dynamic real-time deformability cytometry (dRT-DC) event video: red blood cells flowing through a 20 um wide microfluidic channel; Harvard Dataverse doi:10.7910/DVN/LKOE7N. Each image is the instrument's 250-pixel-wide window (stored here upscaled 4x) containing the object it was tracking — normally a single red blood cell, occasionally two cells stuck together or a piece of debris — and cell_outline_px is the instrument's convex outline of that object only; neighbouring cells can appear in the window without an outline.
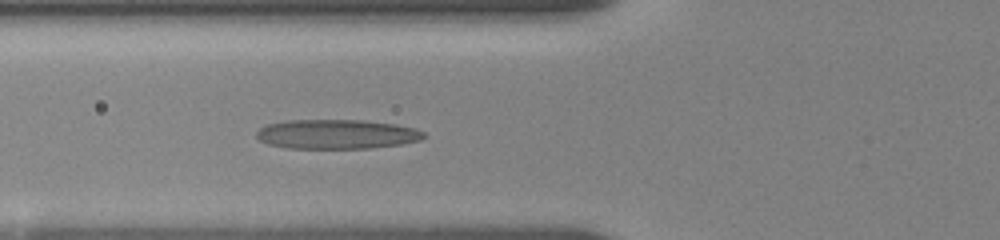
{"species": "human", "species_latin": "Homo sapiens", "temperature_condition": "room temperature", "stored_images_in_passage": 58, "camera_frame_rate_fps": 3000, "um_per_image_px": 0.085, "donor": {"sex": "female"}, "frame": {"image": 1, "passage_image": 19, "time_ms": 6.333, "image_size_px": [1000, 240], "cell_outline_px": [[428, 136], [420, 140], [400, 144], [368, 148], [288, 148], [268, 144], [260, 140], [256, 136], [256, 132], [264, 124], [288, 120], [360, 120], [396, 124], [416, 128], [424, 132]], "centroid_in_image_um": [28.62, 11.4], "position_along_channel_um": 97.2, "area_um2": 28.78}}
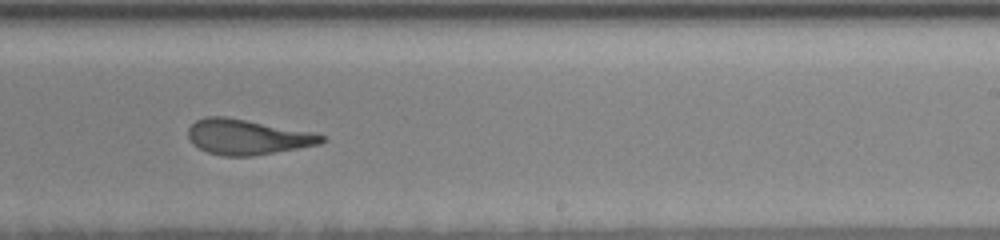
{"frame": {"image": 2, "passage_image": 34, "time_ms": 11.0, "image_size_px": [1000, 240], "cell_outline_px": [[324, 140], [320, 144], [252, 156], [224, 156], [208, 152], [192, 144], [188, 136], [188, 128], [196, 120], [204, 116], [224, 116], [316, 132], [324, 136]], "centroid_in_image_um": [21.01, 11.63], "position_along_channel_um": 268.0, "area_um2": 27.4}}
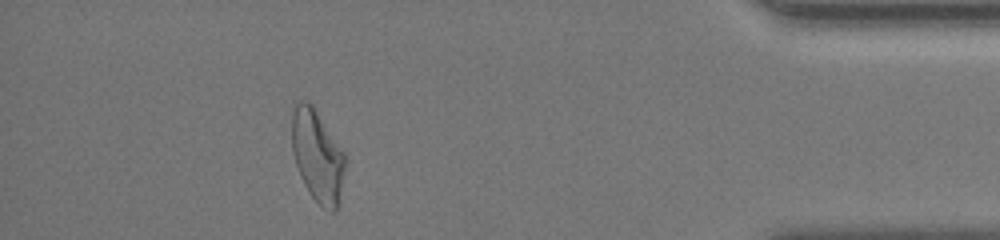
{"frame": {"image": 3, "passage_image": 52, "time_ms": 16.0, "image_size_px": [1000, 240], "cell_outline_px": [[344, 172], [336, 212], [332, 212], [324, 208], [312, 196], [304, 184], [300, 176], [292, 152], [292, 112], [296, 104], [300, 100], [304, 100], [312, 104], [344, 152]], "centroid_in_image_um": [26.96, 13.23], "position_along_channel_um": 408.2, "area_um2": 28.09}, "authors_computed_cell_mechanics": {"area_um2": 27.9174, "velocity_mm_per_s": 3.6567, "shape_relaxation_time_tau1_ms": 6.4261, "shape_relaxation_time_tau2_ms": 1.7562, "deformation_change_tau1": 0.2284, "deformation_change_tau2": 0.1177}}